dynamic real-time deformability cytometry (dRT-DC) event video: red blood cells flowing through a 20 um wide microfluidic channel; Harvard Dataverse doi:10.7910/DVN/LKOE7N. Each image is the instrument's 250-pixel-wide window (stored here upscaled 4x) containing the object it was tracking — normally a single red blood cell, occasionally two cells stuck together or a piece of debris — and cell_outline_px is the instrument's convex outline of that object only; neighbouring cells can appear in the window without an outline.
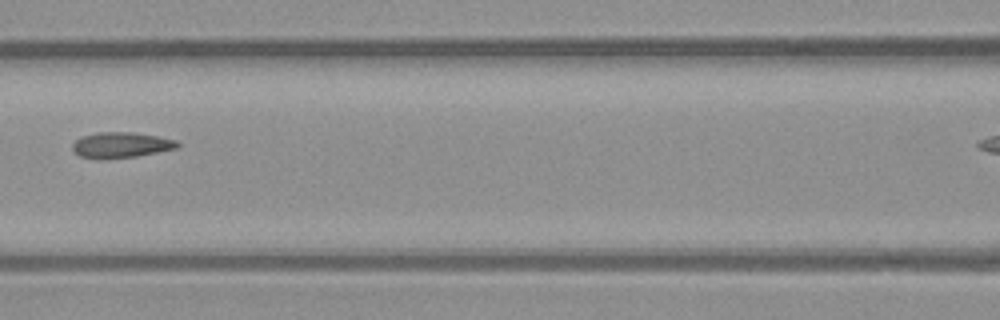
{"species": "common noctule bat (a hibernating species)", "species_latin": "Nyctalus noctula", "temperature_condition": "warm", "stored_images_in_passage": 6, "segment_of_instrument_passage": [1, 2], "camera_frame_rate_fps": 3000, "um_per_image_px": 0.085, "animal": {"sex": "male", "body_mass_g": 23.1, "forearm_length_mm": 52.7}, "frame": {"image": 1, "passage_image": 5, "time_ms": 4.667, "image_size_px": [1000, 320], "cell_outline_px": [[180, 144], [176, 148], [136, 156], [96, 160], [80, 156], [72, 148], [72, 144], [76, 140], [84, 136], [96, 132], [132, 132], [156, 136], [176, 140]], "centroid_in_image_um": [10.25, 12.33], "position_along_channel_um": 156.3, "area_um2": 15.55}}